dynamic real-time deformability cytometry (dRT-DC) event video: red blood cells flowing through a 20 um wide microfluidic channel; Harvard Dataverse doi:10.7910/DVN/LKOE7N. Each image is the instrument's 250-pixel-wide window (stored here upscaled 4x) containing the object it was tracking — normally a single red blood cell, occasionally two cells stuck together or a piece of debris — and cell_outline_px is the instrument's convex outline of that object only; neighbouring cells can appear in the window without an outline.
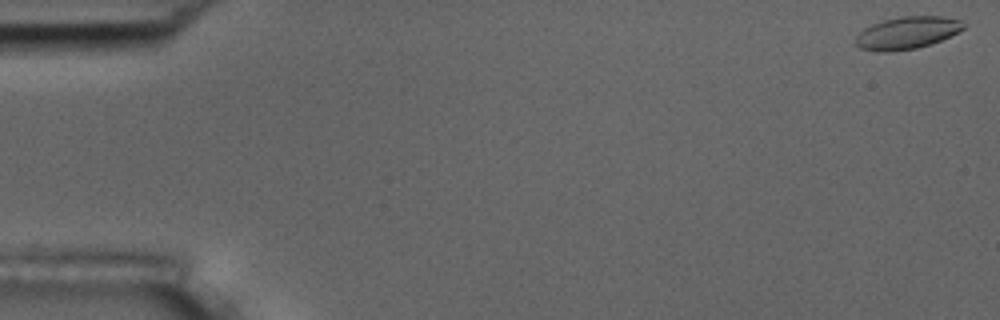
{"species": "common noctule bat (a hibernating species)", "species_latin": "Nyctalus noctula", "temperature_condition": "room temperature", "stored_images_in_passage": 56, "camera_frame_rate_fps": 3000, "um_per_image_px": 0.085, "animal": {"sex": "male", "body_mass_g": 17.5, "forearm_length_mm": 52.3}, "frame": {"image": 1, "passage_image": 1, "time_ms": 0.0, "image_size_px": [1000, 320], "cell_outline_px": [[968, 24], [964, 28], [940, 40], [916, 48], [892, 52], [876, 52], [860, 48], [856, 44], [856, 36], [864, 28], [872, 24], [884, 20], [900, 16], [940, 16], [960, 20]], "centroid_in_image_um": [77.08, 2.79], "position_along_channel_um": 7.9, "area_um2": 20.23}}
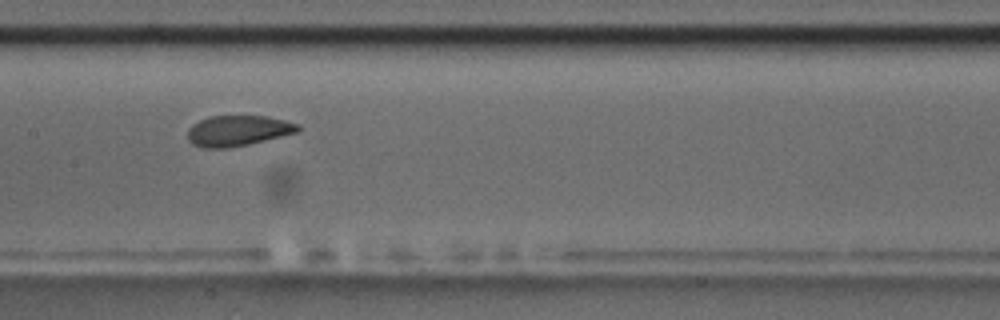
{"frame": {"image": 2, "passage_image": 28, "time_ms": 9.0, "image_size_px": [1000, 320], "cell_outline_px": [[300, 128], [296, 132], [248, 144], [228, 148], [200, 148], [192, 144], [188, 140], [188, 128], [192, 124], [200, 120], [212, 116], [268, 116], [300, 124]], "centroid_in_image_um": [20.18, 11.11], "position_along_channel_um": 187.2, "area_um2": 19.59}}
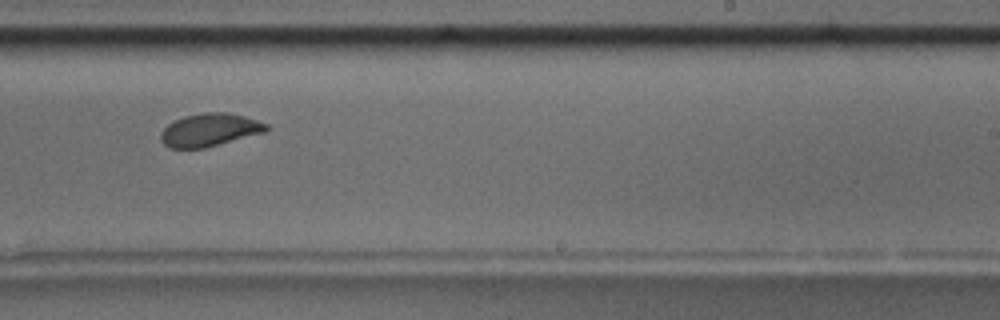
{"frame": {"image": 3, "passage_image": 35, "time_ms": 11.333, "image_size_px": [1000, 320], "cell_outline_px": [[268, 132], [204, 148], [168, 148], [160, 140], [160, 132], [168, 124], [184, 116], [204, 112], [228, 112], [244, 116], [268, 124]], "centroid_in_image_um": [17.83, 11.05], "position_along_channel_um": 271.2, "area_um2": 20.4}, "authors_computed_cell_mechanics": {"area_um2": 20.519, "velocity_mm_per_s": 3.6127, "shape_relaxation_time_tau1_ms": 11.0992, "shape_relaxation_time_tau2_ms": 1.2112, "deformation_change_tau1": 0.2371, "deformation_change_tau2": 0.0542}}